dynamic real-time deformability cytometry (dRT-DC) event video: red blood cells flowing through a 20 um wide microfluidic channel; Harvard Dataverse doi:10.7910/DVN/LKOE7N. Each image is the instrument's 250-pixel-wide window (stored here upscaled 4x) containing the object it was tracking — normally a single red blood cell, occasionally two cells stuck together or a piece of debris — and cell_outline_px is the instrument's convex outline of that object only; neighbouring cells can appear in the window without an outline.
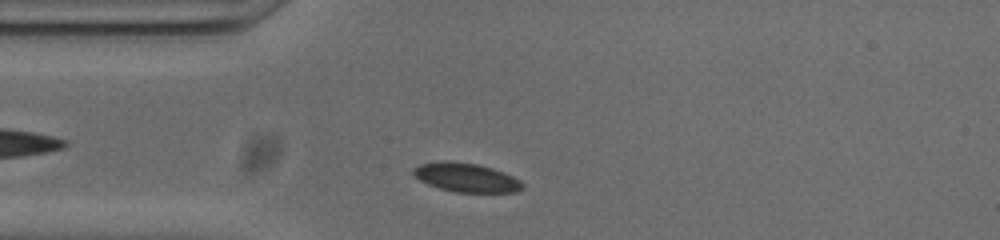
{"species": "common noctule bat (a hibernating species)", "species_latin": "Nyctalus noctula", "temperature_condition": "cold", "stored_images_in_passage": 39, "camera_frame_rate_fps": 3000, "um_per_image_px": 0.085, "animal": {"sex": "male", "body_mass_g": 20.0, "forearm_length_mm": 53.3}, "frame": {"image": 1, "passage_image": 3, "time_ms": 0.667, "image_size_px": [1000, 240], "cell_outline_px": [[524, 188], [516, 192], [456, 192], [440, 188], [428, 184], [412, 176], [412, 168], [420, 164], [440, 160], [448, 160], [476, 164], [492, 168], [504, 172], [520, 180], [524, 184]], "centroid_in_image_um": [39.6, 15.08], "position_along_channel_um": 45.4, "area_um2": 18.55}}
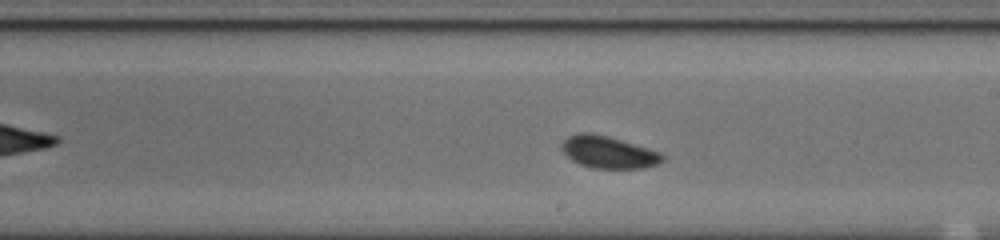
{"frame": {"image": 2, "passage_image": 19, "time_ms": 6.0, "image_size_px": [1000, 240], "cell_outline_px": [[664, 160], [656, 164], [644, 168], [592, 168], [580, 164], [572, 160], [560, 148], [560, 144], [568, 136], [576, 132], [592, 132], [608, 136], [648, 148], [660, 152], [664, 156]], "centroid_in_image_um": [51.68, 12.92], "position_along_channel_um": 237.3, "area_um2": 18.9}}
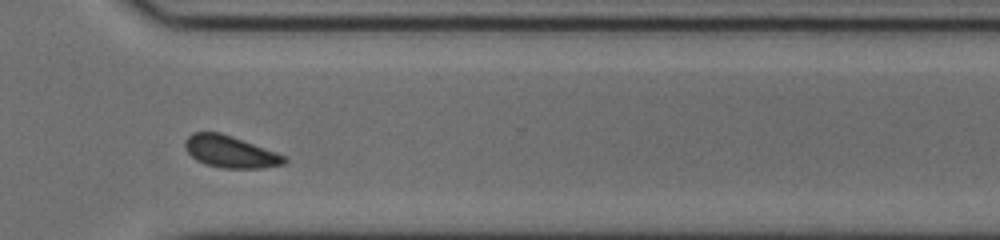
{"frame": {"image": 3, "passage_image": 28, "time_ms": 9.0, "image_size_px": [1000, 240], "cell_outline_px": [[288, 160], [284, 164], [260, 168], [224, 168], [204, 164], [196, 160], [188, 152], [184, 144], [184, 140], [192, 132], [220, 132], [232, 136], [276, 152], [284, 156]], "centroid_in_image_um": [19.55, 12.89], "position_along_channel_um": 351.1, "area_um2": 18.38}, "authors_computed_cell_mechanics": {"area_um2": 18.496, "velocity_mm_per_s": 3.7756, "shape_relaxation_time_tau1_ms": 4.9711, "shape_relaxation_time_tau2_ms": 2.0368, "deformation_change_tau1": 0.0543, "deformation_change_tau2": 0.0461}}